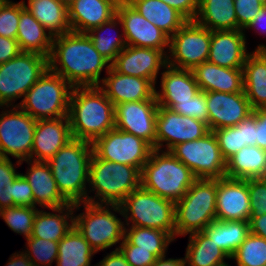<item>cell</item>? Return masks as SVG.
Wrapping results in <instances>:
<instances>
[{"label": "cell", "instance_id": "e575fe53", "mask_svg": "<svg viewBox=\"0 0 266 266\" xmlns=\"http://www.w3.org/2000/svg\"><path fill=\"white\" fill-rule=\"evenodd\" d=\"M188 242L184 257L187 266H221L230 259L203 231L189 234Z\"/></svg>", "mask_w": 266, "mask_h": 266}, {"label": "cell", "instance_id": "f5cc1de1", "mask_svg": "<svg viewBox=\"0 0 266 266\" xmlns=\"http://www.w3.org/2000/svg\"><path fill=\"white\" fill-rule=\"evenodd\" d=\"M252 112L256 116V146L266 151V108H256Z\"/></svg>", "mask_w": 266, "mask_h": 266}, {"label": "cell", "instance_id": "74e56055", "mask_svg": "<svg viewBox=\"0 0 266 266\" xmlns=\"http://www.w3.org/2000/svg\"><path fill=\"white\" fill-rule=\"evenodd\" d=\"M119 26L122 28L121 21L118 16L115 15L109 21L104 22L99 27H95L87 32V35L92 40L94 48L110 64L115 61L117 55L127 46L123 30L120 31L121 33L118 31ZM113 30L115 34L110 35Z\"/></svg>", "mask_w": 266, "mask_h": 266}, {"label": "cell", "instance_id": "681fc988", "mask_svg": "<svg viewBox=\"0 0 266 266\" xmlns=\"http://www.w3.org/2000/svg\"><path fill=\"white\" fill-rule=\"evenodd\" d=\"M245 180L248 183L251 215L266 214V178Z\"/></svg>", "mask_w": 266, "mask_h": 266}, {"label": "cell", "instance_id": "be15d7a7", "mask_svg": "<svg viewBox=\"0 0 266 266\" xmlns=\"http://www.w3.org/2000/svg\"><path fill=\"white\" fill-rule=\"evenodd\" d=\"M221 266H231V265H229V264L227 263V264H224V265H221Z\"/></svg>", "mask_w": 266, "mask_h": 266}, {"label": "cell", "instance_id": "9a60e30c", "mask_svg": "<svg viewBox=\"0 0 266 266\" xmlns=\"http://www.w3.org/2000/svg\"><path fill=\"white\" fill-rule=\"evenodd\" d=\"M209 131L207 124L196 118L180 115L162 106L158 107L156 149L170 151L177 144L202 138Z\"/></svg>", "mask_w": 266, "mask_h": 266}, {"label": "cell", "instance_id": "484cf974", "mask_svg": "<svg viewBox=\"0 0 266 266\" xmlns=\"http://www.w3.org/2000/svg\"><path fill=\"white\" fill-rule=\"evenodd\" d=\"M28 164L25 174L21 173L33 190L35 208H60L70 204L59 192L51 168L44 161H24Z\"/></svg>", "mask_w": 266, "mask_h": 266}, {"label": "cell", "instance_id": "83f0119b", "mask_svg": "<svg viewBox=\"0 0 266 266\" xmlns=\"http://www.w3.org/2000/svg\"><path fill=\"white\" fill-rule=\"evenodd\" d=\"M255 48L243 65L244 92L252 109L266 108V45Z\"/></svg>", "mask_w": 266, "mask_h": 266}, {"label": "cell", "instance_id": "db71d44e", "mask_svg": "<svg viewBox=\"0 0 266 266\" xmlns=\"http://www.w3.org/2000/svg\"><path fill=\"white\" fill-rule=\"evenodd\" d=\"M16 39L0 36V65L21 53Z\"/></svg>", "mask_w": 266, "mask_h": 266}, {"label": "cell", "instance_id": "816d5d0a", "mask_svg": "<svg viewBox=\"0 0 266 266\" xmlns=\"http://www.w3.org/2000/svg\"><path fill=\"white\" fill-rule=\"evenodd\" d=\"M180 12L187 20H194L198 13L199 0H161Z\"/></svg>", "mask_w": 266, "mask_h": 266}, {"label": "cell", "instance_id": "d590c367", "mask_svg": "<svg viewBox=\"0 0 266 266\" xmlns=\"http://www.w3.org/2000/svg\"><path fill=\"white\" fill-rule=\"evenodd\" d=\"M203 232L230 258L250 233L247 221H212Z\"/></svg>", "mask_w": 266, "mask_h": 266}, {"label": "cell", "instance_id": "f1b7e54d", "mask_svg": "<svg viewBox=\"0 0 266 266\" xmlns=\"http://www.w3.org/2000/svg\"><path fill=\"white\" fill-rule=\"evenodd\" d=\"M50 210L52 212L40 209L37 211L31 237L59 242L74 226L76 210L72 203Z\"/></svg>", "mask_w": 266, "mask_h": 266}, {"label": "cell", "instance_id": "6da1fadb", "mask_svg": "<svg viewBox=\"0 0 266 266\" xmlns=\"http://www.w3.org/2000/svg\"><path fill=\"white\" fill-rule=\"evenodd\" d=\"M49 70L63 77L72 87L99 86L101 72L111 64L94 48L87 33L69 32L53 37Z\"/></svg>", "mask_w": 266, "mask_h": 266}, {"label": "cell", "instance_id": "6125c7cd", "mask_svg": "<svg viewBox=\"0 0 266 266\" xmlns=\"http://www.w3.org/2000/svg\"><path fill=\"white\" fill-rule=\"evenodd\" d=\"M63 4H65L67 7L73 2V0H57Z\"/></svg>", "mask_w": 266, "mask_h": 266}, {"label": "cell", "instance_id": "5b68a950", "mask_svg": "<svg viewBox=\"0 0 266 266\" xmlns=\"http://www.w3.org/2000/svg\"><path fill=\"white\" fill-rule=\"evenodd\" d=\"M197 180L170 151L153 149L141 170V186L176 203Z\"/></svg>", "mask_w": 266, "mask_h": 266}, {"label": "cell", "instance_id": "6f0895ef", "mask_svg": "<svg viewBox=\"0 0 266 266\" xmlns=\"http://www.w3.org/2000/svg\"><path fill=\"white\" fill-rule=\"evenodd\" d=\"M94 266H130L119 250H113Z\"/></svg>", "mask_w": 266, "mask_h": 266}, {"label": "cell", "instance_id": "ab89813d", "mask_svg": "<svg viewBox=\"0 0 266 266\" xmlns=\"http://www.w3.org/2000/svg\"><path fill=\"white\" fill-rule=\"evenodd\" d=\"M231 259L237 266H266V239L249 233Z\"/></svg>", "mask_w": 266, "mask_h": 266}, {"label": "cell", "instance_id": "d6986e66", "mask_svg": "<svg viewBox=\"0 0 266 266\" xmlns=\"http://www.w3.org/2000/svg\"><path fill=\"white\" fill-rule=\"evenodd\" d=\"M251 206L248 183L244 179H217L216 220L250 221Z\"/></svg>", "mask_w": 266, "mask_h": 266}, {"label": "cell", "instance_id": "3957f363", "mask_svg": "<svg viewBox=\"0 0 266 266\" xmlns=\"http://www.w3.org/2000/svg\"><path fill=\"white\" fill-rule=\"evenodd\" d=\"M92 143L73 138L47 161L61 195L72 204L87 202Z\"/></svg>", "mask_w": 266, "mask_h": 266}, {"label": "cell", "instance_id": "8d00e7d4", "mask_svg": "<svg viewBox=\"0 0 266 266\" xmlns=\"http://www.w3.org/2000/svg\"><path fill=\"white\" fill-rule=\"evenodd\" d=\"M96 251L84 239L75 226L58 242V258L55 266H92Z\"/></svg>", "mask_w": 266, "mask_h": 266}, {"label": "cell", "instance_id": "c3c4849f", "mask_svg": "<svg viewBox=\"0 0 266 266\" xmlns=\"http://www.w3.org/2000/svg\"><path fill=\"white\" fill-rule=\"evenodd\" d=\"M115 250L122 253L130 266H151L157 259L152 250L136 249V245L130 244L125 238Z\"/></svg>", "mask_w": 266, "mask_h": 266}, {"label": "cell", "instance_id": "4316f807", "mask_svg": "<svg viewBox=\"0 0 266 266\" xmlns=\"http://www.w3.org/2000/svg\"><path fill=\"white\" fill-rule=\"evenodd\" d=\"M200 91L238 93L244 91L243 68H225L206 61L192 69Z\"/></svg>", "mask_w": 266, "mask_h": 266}, {"label": "cell", "instance_id": "94428289", "mask_svg": "<svg viewBox=\"0 0 266 266\" xmlns=\"http://www.w3.org/2000/svg\"><path fill=\"white\" fill-rule=\"evenodd\" d=\"M166 256L157 258L151 266H186L183 258H167Z\"/></svg>", "mask_w": 266, "mask_h": 266}, {"label": "cell", "instance_id": "f907efd6", "mask_svg": "<svg viewBox=\"0 0 266 266\" xmlns=\"http://www.w3.org/2000/svg\"><path fill=\"white\" fill-rule=\"evenodd\" d=\"M13 206L35 207L33 190L26 178L20 173L13 181Z\"/></svg>", "mask_w": 266, "mask_h": 266}, {"label": "cell", "instance_id": "30bf717a", "mask_svg": "<svg viewBox=\"0 0 266 266\" xmlns=\"http://www.w3.org/2000/svg\"><path fill=\"white\" fill-rule=\"evenodd\" d=\"M48 69V57L28 52L1 64L0 106H14Z\"/></svg>", "mask_w": 266, "mask_h": 266}, {"label": "cell", "instance_id": "ffe728a7", "mask_svg": "<svg viewBox=\"0 0 266 266\" xmlns=\"http://www.w3.org/2000/svg\"><path fill=\"white\" fill-rule=\"evenodd\" d=\"M167 65V56L158 49L126 46L111 66L124 75L149 79L155 86L161 69Z\"/></svg>", "mask_w": 266, "mask_h": 266}, {"label": "cell", "instance_id": "1f68e13d", "mask_svg": "<svg viewBox=\"0 0 266 266\" xmlns=\"http://www.w3.org/2000/svg\"><path fill=\"white\" fill-rule=\"evenodd\" d=\"M127 1L169 38L188 21L180 12L161 0Z\"/></svg>", "mask_w": 266, "mask_h": 266}, {"label": "cell", "instance_id": "2e32d148", "mask_svg": "<svg viewBox=\"0 0 266 266\" xmlns=\"http://www.w3.org/2000/svg\"><path fill=\"white\" fill-rule=\"evenodd\" d=\"M116 15L121 21V29L128 46L158 49L167 56L169 37L144 18L127 0L118 2Z\"/></svg>", "mask_w": 266, "mask_h": 266}, {"label": "cell", "instance_id": "44dd1931", "mask_svg": "<svg viewBox=\"0 0 266 266\" xmlns=\"http://www.w3.org/2000/svg\"><path fill=\"white\" fill-rule=\"evenodd\" d=\"M106 75L99 87L114 106L132 101L156 100V86L149 79L118 73L112 66Z\"/></svg>", "mask_w": 266, "mask_h": 266}, {"label": "cell", "instance_id": "5bb4252c", "mask_svg": "<svg viewBox=\"0 0 266 266\" xmlns=\"http://www.w3.org/2000/svg\"><path fill=\"white\" fill-rule=\"evenodd\" d=\"M92 147L98 158L137 167L140 171L154 149L145 140L116 128L97 138Z\"/></svg>", "mask_w": 266, "mask_h": 266}, {"label": "cell", "instance_id": "836d02e7", "mask_svg": "<svg viewBox=\"0 0 266 266\" xmlns=\"http://www.w3.org/2000/svg\"><path fill=\"white\" fill-rule=\"evenodd\" d=\"M194 20L211 31L238 30L234 0H199Z\"/></svg>", "mask_w": 266, "mask_h": 266}, {"label": "cell", "instance_id": "603a6c76", "mask_svg": "<svg viewBox=\"0 0 266 266\" xmlns=\"http://www.w3.org/2000/svg\"><path fill=\"white\" fill-rule=\"evenodd\" d=\"M246 33L242 30L211 31L207 61L225 68H243L247 55Z\"/></svg>", "mask_w": 266, "mask_h": 266}, {"label": "cell", "instance_id": "680465c9", "mask_svg": "<svg viewBox=\"0 0 266 266\" xmlns=\"http://www.w3.org/2000/svg\"><path fill=\"white\" fill-rule=\"evenodd\" d=\"M252 29L258 35L266 36V4L262 10L254 17L251 23L247 26L245 30Z\"/></svg>", "mask_w": 266, "mask_h": 266}, {"label": "cell", "instance_id": "277c9868", "mask_svg": "<svg viewBox=\"0 0 266 266\" xmlns=\"http://www.w3.org/2000/svg\"><path fill=\"white\" fill-rule=\"evenodd\" d=\"M141 186V171L137 167L98 158L94 153L89 165L87 202L120 205ZM95 192L94 197L89 196Z\"/></svg>", "mask_w": 266, "mask_h": 266}, {"label": "cell", "instance_id": "7a4b0ae2", "mask_svg": "<svg viewBox=\"0 0 266 266\" xmlns=\"http://www.w3.org/2000/svg\"><path fill=\"white\" fill-rule=\"evenodd\" d=\"M68 118L73 138L93 143L115 128V106L99 86L73 87Z\"/></svg>", "mask_w": 266, "mask_h": 266}, {"label": "cell", "instance_id": "4fadbf2b", "mask_svg": "<svg viewBox=\"0 0 266 266\" xmlns=\"http://www.w3.org/2000/svg\"><path fill=\"white\" fill-rule=\"evenodd\" d=\"M211 30L195 20H188L169 38L167 64L179 69L192 70L207 61Z\"/></svg>", "mask_w": 266, "mask_h": 266}, {"label": "cell", "instance_id": "ee69618b", "mask_svg": "<svg viewBox=\"0 0 266 266\" xmlns=\"http://www.w3.org/2000/svg\"><path fill=\"white\" fill-rule=\"evenodd\" d=\"M212 132L217 139L221 155L225 161L246 146V143H243L242 128L233 126L215 129Z\"/></svg>", "mask_w": 266, "mask_h": 266}, {"label": "cell", "instance_id": "ba28073f", "mask_svg": "<svg viewBox=\"0 0 266 266\" xmlns=\"http://www.w3.org/2000/svg\"><path fill=\"white\" fill-rule=\"evenodd\" d=\"M72 86L49 69L16 103L36 121L68 116Z\"/></svg>", "mask_w": 266, "mask_h": 266}, {"label": "cell", "instance_id": "9f6ffc18", "mask_svg": "<svg viewBox=\"0 0 266 266\" xmlns=\"http://www.w3.org/2000/svg\"><path fill=\"white\" fill-rule=\"evenodd\" d=\"M249 229L250 233L266 239V214L251 215Z\"/></svg>", "mask_w": 266, "mask_h": 266}, {"label": "cell", "instance_id": "91938a15", "mask_svg": "<svg viewBox=\"0 0 266 266\" xmlns=\"http://www.w3.org/2000/svg\"><path fill=\"white\" fill-rule=\"evenodd\" d=\"M5 266H34L28 259V256L23 252L12 253Z\"/></svg>", "mask_w": 266, "mask_h": 266}, {"label": "cell", "instance_id": "d4e9b609", "mask_svg": "<svg viewBox=\"0 0 266 266\" xmlns=\"http://www.w3.org/2000/svg\"><path fill=\"white\" fill-rule=\"evenodd\" d=\"M120 0H73L67 7L72 32L87 33L116 15Z\"/></svg>", "mask_w": 266, "mask_h": 266}, {"label": "cell", "instance_id": "4dcf8cb0", "mask_svg": "<svg viewBox=\"0 0 266 266\" xmlns=\"http://www.w3.org/2000/svg\"><path fill=\"white\" fill-rule=\"evenodd\" d=\"M226 177L266 178V151L256 145L244 146L226 161Z\"/></svg>", "mask_w": 266, "mask_h": 266}, {"label": "cell", "instance_id": "60d3db41", "mask_svg": "<svg viewBox=\"0 0 266 266\" xmlns=\"http://www.w3.org/2000/svg\"><path fill=\"white\" fill-rule=\"evenodd\" d=\"M38 208L30 206H12L0 211V217L6 225L18 235L31 236L34 219Z\"/></svg>", "mask_w": 266, "mask_h": 266}, {"label": "cell", "instance_id": "7402d4cb", "mask_svg": "<svg viewBox=\"0 0 266 266\" xmlns=\"http://www.w3.org/2000/svg\"><path fill=\"white\" fill-rule=\"evenodd\" d=\"M72 139L68 116L38 120L30 160L47 162Z\"/></svg>", "mask_w": 266, "mask_h": 266}, {"label": "cell", "instance_id": "e0dca14e", "mask_svg": "<svg viewBox=\"0 0 266 266\" xmlns=\"http://www.w3.org/2000/svg\"><path fill=\"white\" fill-rule=\"evenodd\" d=\"M157 100H142L115 105V128L133 134L156 149Z\"/></svg>", "mask_w": 266, "mask_h": 266}, {"label": "cell", "instance_id": "52a82bcc", "mask_svg": "<svg viewBox=\"0 0 266 266\" xmlns=\"http://www.w3.org/2000/svg\"><path fill=\"white\" fill-rule=\"evenodd\" d=\"M217 179H197L175 203V239L203 231L216 220Z\"/></svg>", "mask_w": 266, "mask_h": 266}, {"label": "cell", "instance_id": "7c38bea8", "mask_svg": "<svg viewBox=\"0 0 266 266\" xmlns=\"http://www.w3.org/2000/svg\"><path fill=\"white\" fill-rule=\"evenodd\" d=\"M170 152L184 163L197 179L226 177V161L212 131L197 140L179 143Z\"/></svg>", "mask_w": 266, "mask_h": 266}, {"label": "cell", "instance_id": "f546056e", "mask_svg": "<svg viewBox=\"0 0 266 266\" xmlns=\"http://www.w3.org/2000/svg\"><path fill=\"white\" fill-rule=\"evenodd\" d=\"M16 40L22 52L50 56L53 35L25 8L20 12Z\"/></svg>", "mask_w": 266, "mask_h": 266}, {"label": "cell", "instance_id": "bcb514c9", "mask_svg": "<svg viewBox=\"0 0 266 266\" xmlns=\"http://www.w3.org/2000/svg\"><path fill=\"white\" fill-rule=\"evenodd\" d=\"M171 110L180 115L196 118L207 124L208 126V109L206 105V92L200 91L191 100L186 102H178Z\"/></svg>", "mask_w": 266, "mask_h": 266}, {"label": "cell", "instance_id": "8fae6325", "mask_svg": "<svg viewBox=\"0 0 266 266\" xmlns=\"http://www.w3.org/2000/svg\"><path fill=\"white\" fill-rule=\"evenodd\" d=\"M7 108V109H6ZM0 157L30 160L37 121L19 106H0Z\"/></svg>", "mask_w": 266, "mask_h": 266}, {"label": "cell", "instance_id": "cb8c5ba5", "mask_svg": "<svg viewBox=\"0 0 266 266\" xmlns=\"http://www.w3.org/2000/svg\"><path fill=\"white\" fill-rule=\"evenodd\" d=\"M161 72L160 90L155 89L159 106L171 109L178 102H186L200 92L192 70L179 69L168 64Z\"/></svg>", "mask_w": 266, "mask_h": 266}, {"label": "cell", "instance_id": "f6af8a7d", "mask_svg": "<svg viewBox=\"0 0 266 266\" xmlns=\"http://www.w3.org/2000/svg\"><path fill=\"white\" fill-rule=\"evenodd\" d=\"M10 158L0 157V211L13 206V181L20 174Z\"/></svg>", "mask_w": 266, "mask_h": 266}, {"label": "cell", "instance_id": "9c48e42d", "mask_svg": "<svg viewBox=\"0 0 266 266\" xmlns=\"http://www.w3.org/2000/svg\"><path fill=\"white\" fill-rule=\"evenodd\" d=\"M120 207L125 226L160 229L175 238V203L173 201L161 198L140 186L124 199Z\"/></svg>", "mask_w": 266, "mask_h": 266}, {"label": "cell", "instance_id": "d6a6232c", "mask_svg": "<svg viewBox=\"0 0 266 266\" xmlns=\"http://www.w3.org/2000/svg\"><path fill=\"white\" fill-rule=\"evenodd\" d=\"M24 8L52 35L71 32L67 6L57 0H22Z\"/></svg>", "mask_w": 266, "mask_h": 266}, {"label": "cell", "instance_id": "8992f818", "mask_svg": "<svg viewBox=\"0 0 266 266\" xmlns=\"http://www.w3.org/2000/svg\"><path fill=\"white\" fill-rule=\"evenodd\" d=\"M84 208L74 215V226L89 245L97 252L112 248L124 239V221L120 205L93 204L89 202L74 204L75 210ZM115 212V213H114Z\"/></svg>", "mask_w": 266, "mask_h": 266}, {"label": "cell", "instance_id": "7dc6e473", "mask_svg": "<svg viewBox=\"0 0 266 266\" xmlns=\"http://www.w3.org/2000/svg\"><path fill=\"white\" fill-rule=\"evenodd\" d=\"M266 0H234L238 30L244 32L254 17L265 6Z\"/></svg>", "mask_w": 266, "mask_h": 266}, {"label": "cell", "instance_id": "b9f144b4", "mask_svg": "<svg viewBox=\"0 0 266 266\" xmlns=\"http://www.w3.org/2000/svg\"><path fill=\"white\" fill-rule=\"evenodd\" d=\"M25 248L22 251L28 256V259L34 266H52L58 258V242L48 239L28 237L25 238ZM27 245V246H26Z\"/></svg>", "mask_w": 266, "mask_h": 266}, {"label": "cell", "instance_id": "11a10c76", "mask_svg": "<svg viewBox=\"0 0 266 266\" xmlns=\"http://www.w3.org/2000/svg\"><path fill=\"white\" fill-rule=\"evenodd\" d=\"M236 126L238 128H242L243 143H246L248 146L256 145V116L253 112L246 119L239 122Z\"/></svg>", "mask_w": 266, "mask_h": 266}, {"label": "cell", "instance_id": "f35d334b", "mask_svg": "<svg viewBox=\"0 0 266 266\" xmlns=\"http://www.w3.org/2000/svg\"><path fill=\"white\" fill-rule=\"evenodd\" d=\"M124 238L136 249L152 250L156 258L166 256L168 247L175 238L168 232L147 227L125 226Z\"/></svg>", "mask_w": 266, "mask_h": 266}, {"label": "cell", "instance_id": "ac0fdd59", "mask_svg": "<svg viewBox=\"0 0 266 266\" xmlns=\"http://www.w3.org/2000/svg\"><path fill=\"white\" fill-rule=\"evenodd\" d=\"M206 105L210 131L236 126L253 111L244 91L238 93L206 92Z\"/></svg>", "mask_w": 266, "mask_h": 266}, {"label": "cell", "instance_id": "7bdbcfd3", "mask_svg": "<svg viewBox=\"0 0 266 266\" xmlns=\"http://www.w3.org/2000/svg\"><path fill=\"white\" fill-rule=\"evenodd\" d=\"M24 9L22 1L3 0L0 4V36L16 39L20 12Z\"/></svg>", "mask_w": 266, "mask_h": 266}]
</instances>
